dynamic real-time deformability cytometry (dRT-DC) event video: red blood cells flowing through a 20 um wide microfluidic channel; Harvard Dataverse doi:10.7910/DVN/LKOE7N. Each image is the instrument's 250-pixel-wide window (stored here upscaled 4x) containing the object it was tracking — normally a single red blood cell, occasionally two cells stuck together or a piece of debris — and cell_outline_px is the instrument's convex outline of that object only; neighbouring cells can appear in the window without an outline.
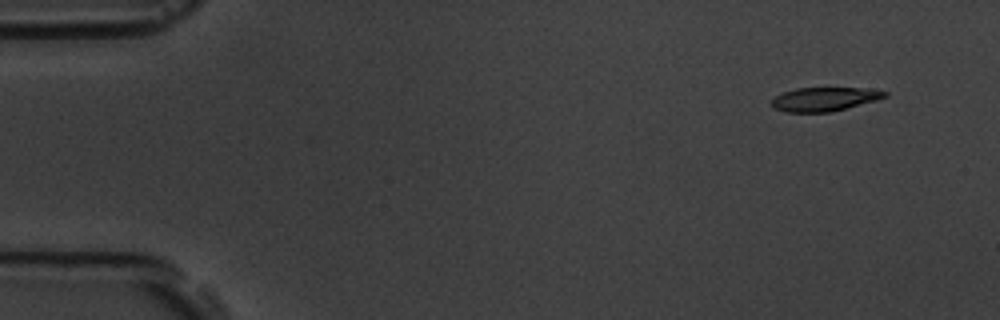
{"species": "common noctule bat (a hibernating species)", "species_latin": "Nyctalus noctula", "temperature_condition": "room temperature", "stored_images_in_passage": 8, "camera_frame_rate_fps": 3000, "um_per_image_px": 0.085, "animal": {"sex": "male", "body_mass_g": 19.5, "forearm_length_mm": 54.6}, "frame": {"image": 1, "passage_image": 1, "time_ms": 0.0, "image_size_px": [1000, 320], "cell_outline_px": [[888, 96], [876, 100], [832, 112], [784, 112], [776, 108], [772, 104], [772, 100], [776, 96], [784, 92], [796, 88], [864, 88], [888, 92]], "centroid_in_image_um": [70.09, 8.43], "position_along_channel_um": 14.9, "area_um2": 15.55}}
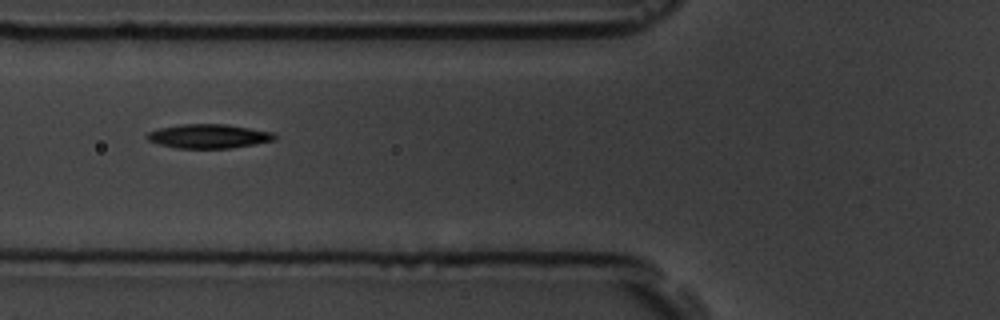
{"frame": {"image": 2, "passage_image": 6, "time_ms": 5.667, "image_size_px": [1000, 320], "cell_outline_px": [[276, 140], [232, 148], [176, 148], [160, 144], [148, 140], [144, 136], [148, 132], [156, 128], [180, 124], [228, 124], [276, 132]], "centroid_in_image_um": [17.75, 11.56], "position_along_channel_um": 108.1, "area_um2": 18.21}}
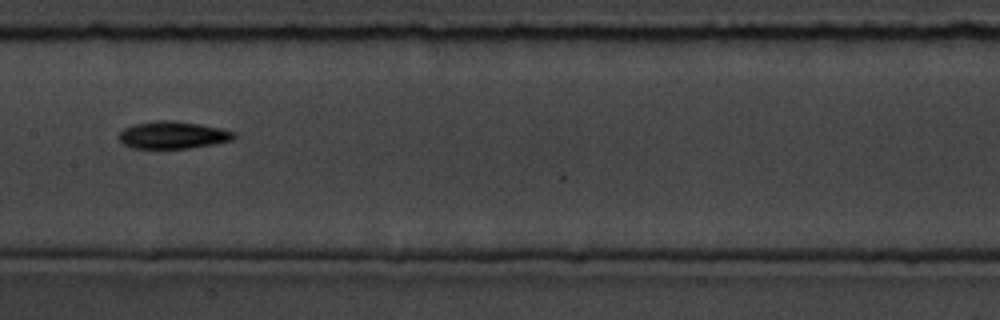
{"frame": {"image": 3, "passage_image": 8, "time_ms": 8.0, "image_size_px": [1000, 320], "cell_outline_px": [[236, 136], [232, 140], [212, 144], [188, 148], [132, 148], [124, 144], [120, 140], [120, 132], [124, 128], [136, 124], [156, 120], [172, 120], [200, 124], [220, 128], [236, 132]], "centroid_in_image_um": [14.71, 11.47], "position_along_channel_um": 192.7, "area_um2": 18.15}}